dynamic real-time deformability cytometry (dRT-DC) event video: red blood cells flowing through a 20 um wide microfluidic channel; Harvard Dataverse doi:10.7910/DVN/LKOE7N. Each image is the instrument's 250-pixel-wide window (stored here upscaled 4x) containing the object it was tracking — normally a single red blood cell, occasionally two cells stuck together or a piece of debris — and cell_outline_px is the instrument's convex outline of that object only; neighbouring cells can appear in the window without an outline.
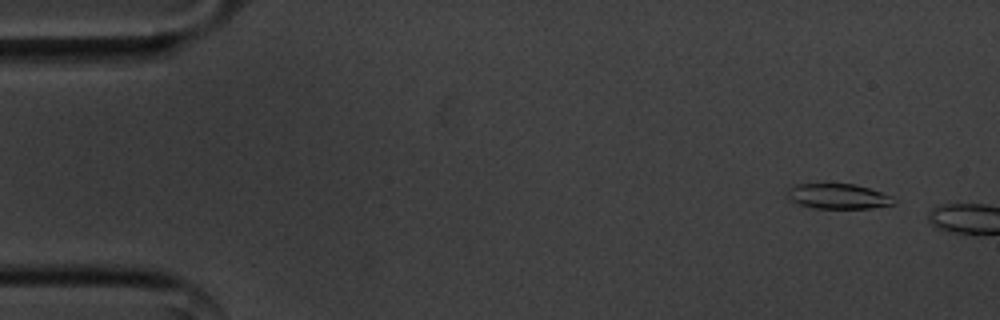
{"species": "common noctule bat (a hibernating species)", "species_latin": "Nyctalus noctula", "temperature_condition": "cold", "stored_images_in_passage": 6, "camera_frame_rate_fps": 3000, "um_per_image_px": 0.085, "animal": {"sex": "male", "body_mass_g": 20.1, "forearm_length_mm": 53.5}, "frame": {"image": 1, "passage_image": 3, "time_ms": 0.667, "image_size_px": [1000, 320], "cell_outline_px": [[896, 204], [872, 208], [812, 208], [800, 204], [784, 196], [784, 192], [788, 188], [796, 184], [856, 184], [892, 196]], "centroid_in_image_um": [71.2, 16.68], "position_along_channel_um": 13.8, "area_um2": 15.66}}